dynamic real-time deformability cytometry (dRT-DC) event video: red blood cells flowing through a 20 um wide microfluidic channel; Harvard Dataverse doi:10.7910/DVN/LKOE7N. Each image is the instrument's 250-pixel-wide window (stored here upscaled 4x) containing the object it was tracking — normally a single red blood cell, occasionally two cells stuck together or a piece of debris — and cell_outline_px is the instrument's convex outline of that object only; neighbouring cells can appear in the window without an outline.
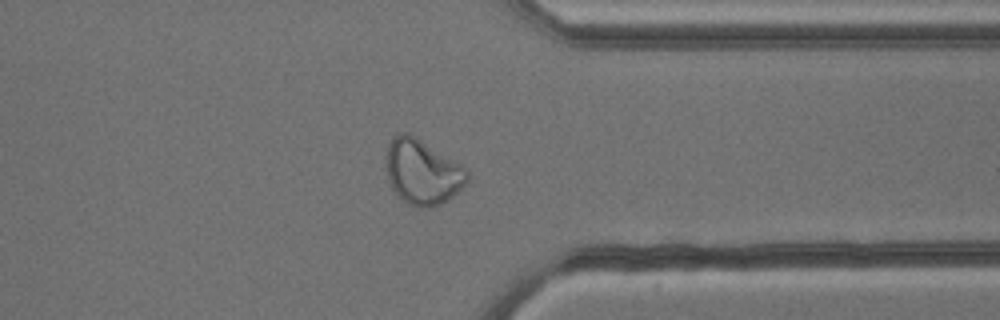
{"species": "common noctule bat (a hibernating species)", "species_latin": "Nyctalus noctula", "temperature_condition": "cold", "stored_images_in_passage": 54, "camera_frame_rate_fps": 3000, "um_per_image_px": 0.085, "animal": {"sex": "male", "body_mass_g": 13.3}, "frame": {"image": 1, "passage_image": 42, "time_ms": 13.667, "image_size_px": [1000, 320], "cell_outline_px": [[468, 180], [448, 200], [440, 204], [428, 208], [416, 208], [408, 204], [392, 188], [388, 180], [384, 164], [384, 156], [388, 144], [392, 136], [400, 132], [408, 132], [416, 136], [460, 164], [468, 172]], "centroid_in_image_um": [35.84, 14.59], "position_along_channel_um": 375.6, "area_um2": 30.98}}
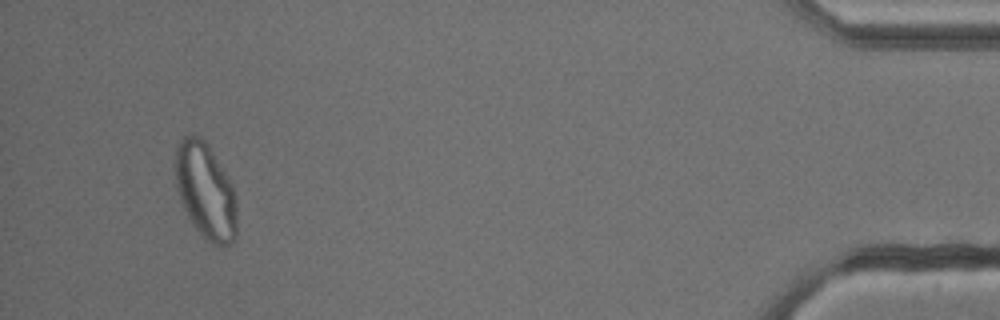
{"frame": {"image": 2, "passage_image": 51, "time_ms": 16.667, "image_size_px": [1000, 320], "cell_outline_px": [[236, 236], [228, 244], [212, 244], [192, 224], [180, 200], [176, 188], [172, 168], [176, 144], [184, 136], [200, 136], [208, 144], [232, 184], [236, 200]], "centroid_in_image_um": [17.42, 16.17], "position_along_channel_um": 417.8, "area_um2": 34.62}}